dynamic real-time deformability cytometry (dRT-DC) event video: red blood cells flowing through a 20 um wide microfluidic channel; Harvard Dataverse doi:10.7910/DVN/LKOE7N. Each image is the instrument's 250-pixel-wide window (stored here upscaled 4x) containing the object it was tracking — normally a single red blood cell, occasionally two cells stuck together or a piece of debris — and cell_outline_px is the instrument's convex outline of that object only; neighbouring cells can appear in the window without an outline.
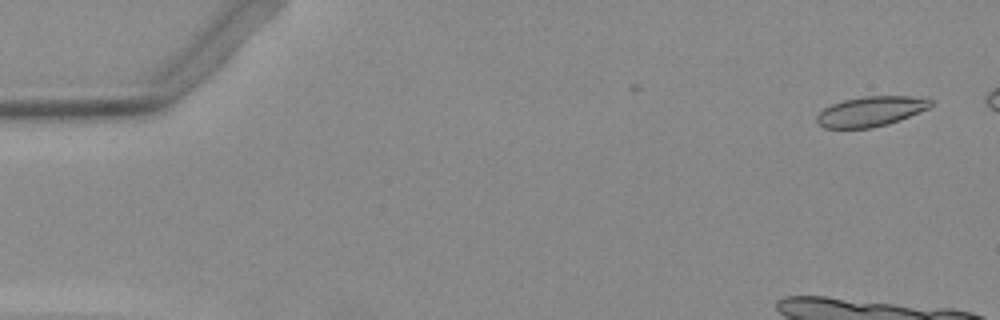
{"species": "Egyptian fruit bat (a non-hibernating species)", "species_latin": "Rousettus aegyptiacus", "temperature_condition": "warm", "stored_images_in_passage": 10, "camera_frame_rate_fps": 3000, "um_per_image_px": 0.085, "animal": {"sex": "female"}, "frame": {"image": 1, "passage_image": 3, "time_ms": 0.667, "image_size_px": [1000, 320], "cell_outline_px": [[936, 104], [928, 108], [900, 120], [888, 124], [872, 128], [824, 128], [816, 120], [816, 116], [824, 108], [832, 104], [844, 100], [864, 96], [928, 96], [936, 100]], "centroid_in_image_um": [74.12, 9.45], "position_along_channel_um": 10.9, "area_um2": 20.23}}